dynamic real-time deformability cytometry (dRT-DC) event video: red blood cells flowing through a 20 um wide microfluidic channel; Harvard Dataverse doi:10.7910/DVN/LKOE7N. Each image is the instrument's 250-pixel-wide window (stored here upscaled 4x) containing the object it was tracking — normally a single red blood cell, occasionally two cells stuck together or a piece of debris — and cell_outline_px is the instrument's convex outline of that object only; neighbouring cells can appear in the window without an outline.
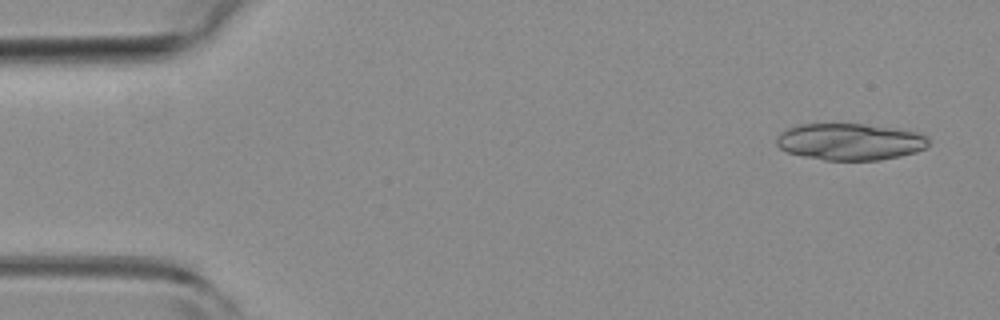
{"species": "common noctule bat (a hibernating species)", "species_latin": "Nyctalus noctula", "temperature_condition": "room temperature", "stored_images_in_passage": 6, "camera_frame_rate_fps": 3000, "um_per_image_px": 0.085, "animal": {"sex": "female", "body_mass_g": 19.3, "forearm_length_mm": 54.1}, "frame": {"image": 1, "passage_image": 1, "time_ms": 0.0, "image_size_px": [1000, 320], "cell_outline_px": [[928, 144], [924, 148], [916, 152], [900, 156], [880, 160], [824, 160], [804, 156], [788, 152], [780, 148], [776, 144], [776, 136], [788, 128], [800, 124], [864, 124], [920, 132], [928, 136]], "centroid_in_image_um": [72.26, 12.05], "position_along_channel_um": 12.7, "area_um2": 32.54}}
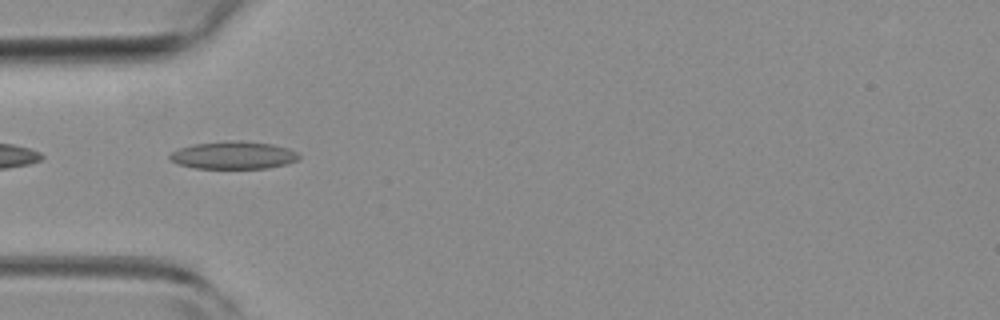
{"frame": {"image": 2, "passage_image": 5, "time_ms": 1.333, "image_size_px": [1000, 320], "cell_outline_px": [[300, 160], [268, 168], [196, 168], [180, 164], [172, 160], [168, 156], [172, 152], [180, 148], [196, 144], [228, 140], [240, 140], [272, 144], [288, 148], [296, 152], [300, 156]], "centroid_in_image_um": [19.89, 13.18], "position_along_channel_um": 65.1, "area_um2": 20.63}}
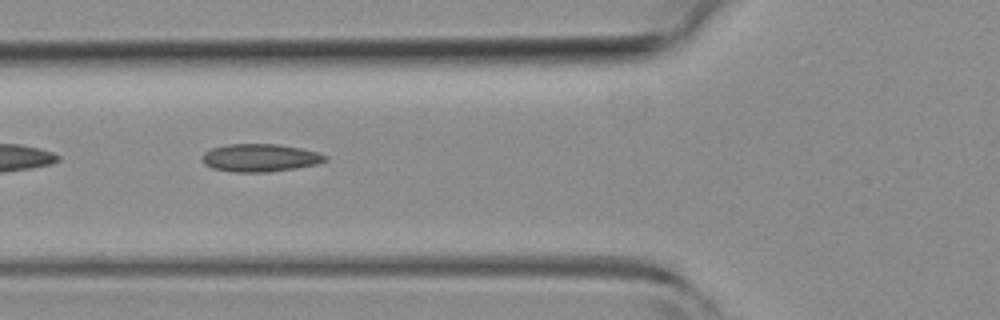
{"frame": {"image": 3, "passage_image": 6, "time_ms": 1.667, "image_size_px": [1000, 320], "cell_outline_px": [[328, 160], [316, 164], [296, 168], [268, 172], [232, 172], [212, 168], [204, 164], [200, 160], [200, 156], [204, 152], [212, 148], [228, 144], [280, 144], [320, 152], [328, 156]], "centroid_in_image_um": [22.09, 13.41], "position_along_channel_um": 103.7, "area_um2": 20.23}}